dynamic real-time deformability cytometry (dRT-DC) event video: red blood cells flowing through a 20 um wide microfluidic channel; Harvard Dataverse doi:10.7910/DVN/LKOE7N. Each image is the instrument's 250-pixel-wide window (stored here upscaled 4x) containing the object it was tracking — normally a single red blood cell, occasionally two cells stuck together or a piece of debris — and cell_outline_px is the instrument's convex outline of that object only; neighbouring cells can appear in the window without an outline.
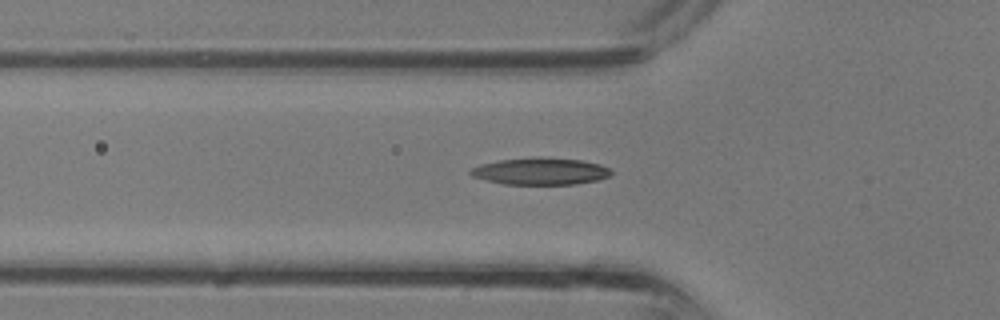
{"species": "common noctule bat (a hibernating species)", "species_latin": "Nyctalus noctula", "temperature_condition": "room temperature", "stored_images_in_passage": 10, "camera_frame_rate_fps": 3000, "um_per_image_px": 0.085, "animal": {"sex": "male", "body_mass_g": 13.3}, "frame": {"image": 1, "passage_image": 9, "time_ms": 2.667, "image_size_px": [1000, 320], "cell_outline_px": [[612, 172], [608, 176], [596, 180], [576, 184], [504, 184], [472, 176], [468, 172], [472, 168], [480, 164], [500, 160], [536, 156], [540, 156], [580, 160], [600, 164], [608, 168]], "centroid_in_image_um": [45.92, 14.54], "position_along_channel_um": 79.9, "area_um2": 22.02}}